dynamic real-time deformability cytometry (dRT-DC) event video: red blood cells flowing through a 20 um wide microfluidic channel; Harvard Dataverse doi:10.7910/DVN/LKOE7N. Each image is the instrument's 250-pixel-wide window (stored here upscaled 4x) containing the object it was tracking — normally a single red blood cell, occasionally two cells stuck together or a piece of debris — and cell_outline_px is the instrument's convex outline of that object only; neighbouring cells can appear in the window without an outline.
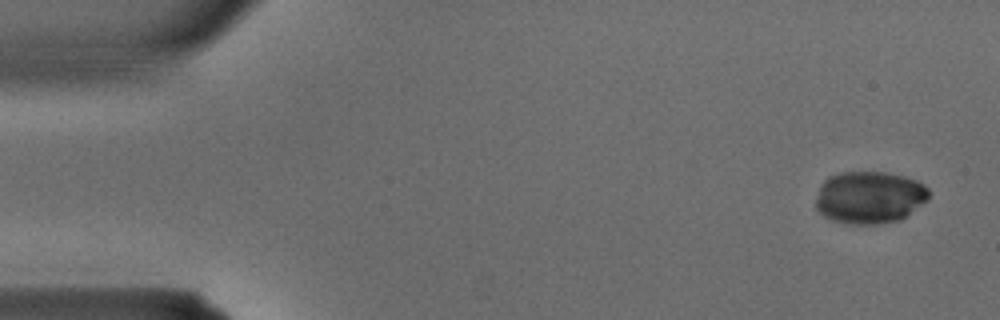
{"species": "common noctule bat (a hibernating species)", "species_latin": "Nyctalus noctula", "temperature_condition": "warm", "stored_images_in_passage": 35, "segment_of_instrument_passage": [1, 2], "camera_frame_rate_fps": 3000, "um_per_image_px": 0.085, "animal": {"sex": "male", "body_mass_g": 15.6}, "frame": {"image": 1, "passage_image": 1, "time_ms": 0.0, "image_size_px": [1000, 320], "cell_outline_px": [[928, 200], [900, 220], [876, 224], [852, 224], [832, 220], [824, 216], [816, 208], [816, 200], [820, 184], [828, 176], [840, 172], [888, 172], [904, 176], [916, 180], [924, 184], [928, 188]], "centroid_in_image_um": [73.9, 16.76], "position_along_channel_um": 11.1, "area_um2": 34.62}}
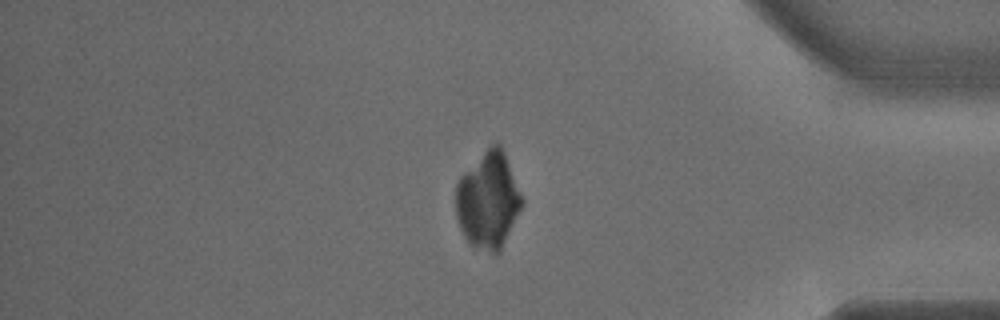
{"frame": {"image": 2, "passage_image": 29, "time_ms": 9.333, "image_size_px": [1000, 320], "cell_outline_px": [[524, 204], [500, 252], [492, 252], [468, 244], [460, 228], [456, 216], [456, 184], [460, 176], [496, 140], [500, 144], [504, 152], [524, 200]], "centroid_in_image_um": [41.5, 17.04], "position_along_channel_um": 393.7, "area_um2": 37.05}}